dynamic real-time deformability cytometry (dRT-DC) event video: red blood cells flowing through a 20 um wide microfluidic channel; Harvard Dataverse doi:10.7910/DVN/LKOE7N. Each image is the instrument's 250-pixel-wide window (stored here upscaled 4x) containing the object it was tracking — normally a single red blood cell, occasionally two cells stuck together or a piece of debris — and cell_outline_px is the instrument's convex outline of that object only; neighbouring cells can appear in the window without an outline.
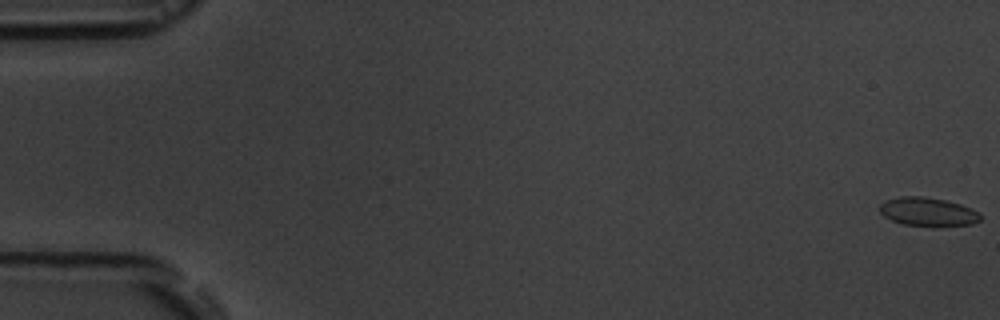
{"species": "common noctule bat (a hibernating species)", "species_latin": "Nyctalus noctula", "temperature_condition": "room temperature", "stored_images_in_passage": 6, "camera_frame_rate_fps": 3000, "um_per_image_px": 0.085, "animal": {"sex": "male", "body_mass_g": 19.5, "forearm_length_mm": 54.6}, "frame": {"image": 1, "passage_image": 1, "time_ms": 0.0, "image_size_px": [1000, 320], "cell_outline_px": [[980, 220], [972, 224], [904, 224], [892, 220], [884, 216], [880, 212], [880, 204], [884, 200], [900, 196], [924, 196], [944, 200], [960, 204], [972, 208], [980, 212]], "centroid_in_image_um": [78.84, 17.95], "position_along_channel_um": 6.2, "area_um2": 16.24}}
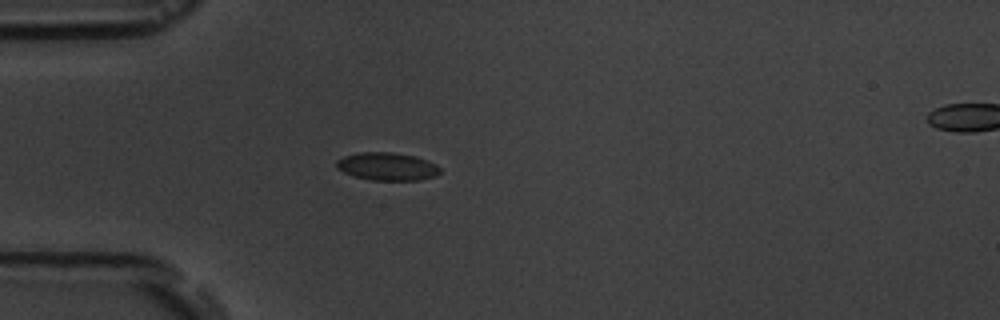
{"frame": {"image": 2, "passage_image": 5, "time_ms": 5.333, "image_size_px": [1000, 320], "cell_outline_px": [[440, 172], [436, 176], [420, 180], [372, 180], [356, 176], [344, 172], [336, 168], [336, 160], [344, 156], [360, 152], [392, 152], [412, 156], [428, 160], [436, 164], [440, 168]], "centroid_in_image_um": [32.92, 14.15], "position_along_channel_um": 52.1, "area_um2": 16.76}}